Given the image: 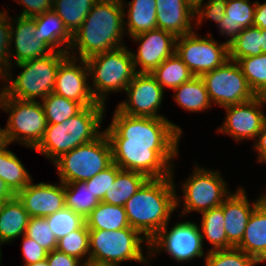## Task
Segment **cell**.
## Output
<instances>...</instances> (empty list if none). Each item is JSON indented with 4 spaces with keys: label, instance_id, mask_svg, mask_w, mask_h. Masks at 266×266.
<instances>
[{
    "label": "cell",
    "instance_id": "1",
    "mask_svg": "<svg viewBox=\"0 0 266 266\" xmlns=\"http://www.w3.org/2000/svg\"><path fill=\"white\" fill-rule=\"evenodd\" d=\"M120 169L139 172L148 179L172 176L182 129L167 118L130 116L115 109L103 130Z\"/></svg>",
    "mask_w": 266,
    "mask_h": 266
},
{
    "label": "cell",
    "instance_id": "2",
    "mask_svg": "<svg viewBox=\"0 0 266 266\" xmlns=\"http://www.w3.org/2000/svg\"><path fill=\"white\" fill-rule=\"evenodd\" d=\"M125 5L123 0H98L73 34L68 54L74 57L78 51L79 59L86 60L93 55L125 46L122 41L126 32ZM71 50L75 53H71Z\"/></svg>",
    "mask_w": 266,
    "mask_h": 266
},
{
    "label": "cell",
    "instance_id": "3",
    "mask_svg": "<svg viewBox=\"0 0 266 266\" xmlns=\"http://www.w3.org/2000/svg\"><path fill=\"white\" fill-rule=\"evenodd\" d=\"M172 176L148 179L124 204L129 226L138 230L150 241L171 218L180 206V197L175 191Z\"/></svg>",
    "mask_w": 266,
    "mask_h": 266
},
{
    "label": "cell",
    "instance_id": "4",
    "mask_svg": "<svg viewBox=\"0 0 266 266\" xmlns=\"http://www.w3.org/2000/svg\"><path fill=\"white\" fill-rule=\"evenodd\" d=\"M106 105L84 107L59 124H47L44 136L34 150L54 162L72 149L97 139Z\"/></svg>",
    "mask_w": 266,
    "mask_h": 266
},
{
    "label": "cell",
    "instance_id": "5",
    "mask_svg": "<svg viewBox=\"0 0 266 266\" xmlns=\"http://www.w3.org/2000/svg\"><path fill=\"white\" fill-rule=\"evenodd\" d=\"M68 55V52L53 51L47 56L16 64L22 68L21 73L13 79L9 72L3 78L6 85L3 84L2 90L18 100L37 101V97L43 100L53 92L58 67Z\"/></svg>",
    "mask_w": 266,
    "mask_h": 266
},
{
    "label": "cell",
    "instance_id": "6",
    "mask_svg": "<svg viewBox=\"0 0 266 266\" xmlns=\"http://www.w3.org/2000/svg\"><path fill=\"white\" fill-rule=\"evenodd\" d=\"M90 90L97 102L105 104L109 92L125 91L136 75L131 51L125 46L86 59Z\"/></svg>",
    "mask_w": 266,
    "mask_h": 266
},
{
    "label": "cell",
    "instance_id": "7",
    "mask_svg": "<svg viewBox=\"0 0 266 266\" xmlns=\"http://www.w3.org/2000/svg\"><path fill=\"white\" fill-rule=\"evenodd\" d=\"M132 227L119 230H89L90 262L120 266L127 260L148 263L143 248V242L149 241Z\"/></svg>",
    "mask_w": 266,
    "mask_h": 266
},
{
    "label": "cell",
    "instance_id": "8",
    "mask_svg": "<svg viewBox=\"0 0 266 266\" xmlns=\"http://www.w3.org/2000/svg\"><path fill=\"white\" fill-rule=\"evenodd\" d=\"M112 161V149L105 132L94 141L82 144L56 159L53 164L64 184L87 181L108 168Z\"/></svg>",
    "mask_w": 266,
    "mask_h": 266
},
{
    "label": "cell",
    "instance_id": "9",
    "mask_svg": "<svg viewBox=\"0 0 266 266\" xmlns=\"http://www.w3.org/2000/svg\"><path fill=\"white\" fill-rule=\"evenodd\" d=\"M0 90V108L10 113L5 128L9 144L16 141L34 149L42 140L47 127L41 102L18 100Z\"/></svg>",
    "mask_w": 266,
    "mask_h": 266
},
{
    "label": "cell",
    "instance_id": "10",
    "mask_svg": "<svg viewBox=\"0 0 266 266\" xmlns=\"http://www.w3.org/2000/svg\"><path fill=\"white\" fill-rule=\"evenodd\" d=\"M218 171L196 165L192 175L183 183V211L181 216L193 211L204 212L220 207L231 194L228 184Z\"/></svg>",
    "mask_w": 266,
    "mask_h": 266
},
{
    "label": "cell",
    "instance_id": "11",
    "mask_svg": "<svg viewBox=\"0 0 266 266\" xmlns=\"http://www.w3.org/2000/svg\"><path fill=\"white\" fill-rule=\"evenodd\" d=\"M203 79L211 104L227 107L249 101L257 95L236 61L227 60L222 66L204 73Z\"/></svg>",
    "mask_w": 266,
    "mask_h": 266
},
{
    "label": "cell",
    "instance_id": "12",
    "mask_svg": "<svg viewBox=\"0 0 266 266\" xmlns=\"http://www.w3.org/2000/svg\"><path fill=\"white\" fill-rule=\"evenodd\" d=\"M209 35L201 38L194 31L177 37L175 54L194 76H202L229 60L228 43L219 44Z\"/></svg>",
    "mask_w": 266,
    "mask_h": 266
},
{
    "label": "cell",
    "instance_id": "13",
    "mask_svg": "<svg viewBox=\"0 0 266 266\" xmlns=\"http://www.w3.org/2000/svg\"><path fill=\"white\" fill-rule=\"evenodd\" d=\"M168 223L149 241L148 256L166 251L177 262L203 257L200 227L191 222H177L168 232Z\"/></svg>",
    "mask_w": 266,
    "mask_h": 266
},
{
    "label": "cell",
    "instance_id": "14",
    "mask_svg": "<svg viewBox=\"0 0 266 266\" xmlns=\"http://www.w3.org/2000/svg\"><path fill=\"white\" fill-rule=\"evenodd\" d=\"M128 99L118 104L117 110L130 116L165 118L159 108L164 89L151 73H136L125 89Z\"/></svg>",
    "mask_w": 266,
    "mask_h": 266
},
{
    "label": "cell",
    "instance_id": "15",
    "mask_svg": "<svg viewBox=\"0 0 266 266\" xmlns=\"http://www.w3.org/2000/svg\"><path fill=\"white\" fill-rule=\"evenodd\" d=\"M264 104L266 96L257 95L249 101L224 107L227 113L217 131L228 134L238 142L256 139L266 122V115L262 112Z\"/></svg>",
    "mask_w": 266,
    "mask_h": 266
},
{
    "label": "cell",
    "instance_id": "16",
    "mask_svg": "<svg viewBox=\"0 0 266 266\" xmlns=\"http://www.w3.org/2000/svg\"><path fill=\"white\" fill-rule=\"evenodd\" d=\"M88 78L89 69L86 60L77 61V57L68 55L58 67L53 93L79 102L83 107L106 105L97 102L93 97Z\"/></svg>",
    "mask_w": 266,
    "mask_h": 266
},
{
    "label": "cell",
    "instance_id": "17",
    "mask_svg": "<svg viewBox=\"0 0 266 266\" xmlns=\"http://www.w3.org/2000/svg\"><path fill=\"white\" fill-rule=\"evenodd\" d=\"M130 39L140 43L136 54L131 51L137 73H152L166 58L175 54L177 37L162 29L145 31Z\"/></svg>",
    "mask_w": 266,
    "mask_h": 266
},
{
    "label": "cell",
    "instance_id": "18",
    "mask_svg": "<svg viewBox=\"0 0 266 266\" xmlns=\"http://www.w3.org/2000/svg\"><path fill=\"white\" fill-rule=\"evenodd\" d=\"M29 217H47L65 207L64 183H38L31 181L17 195Z\"/></svg>",
    "mask_w": 266,
    "mask_h": 266
},
{
    "label": "cell",
    "instance_id": "19",
    "mask_svg": "<svg viewBox=\"0 0 266 266\" xmlns=\"http://www.w3.org/2000/svg\"><path fill=\"white\" fill-rule=\"evenodd\" d=\"M12 18L11 45L15 43V49L11 47L10 57L11 59L15 58V64L41 58L53 52L46 43L36 39L34 33L35 19L33 17L18 15L15 19ZM13 23L16 24L15 28Z\"/></svg>",
    "mask_w": 266,
    "mask_h": 266
},
{
    "label": "cell",
    "instance_id": "20",
    "mask_svg": "<svg viewBox=\"0 0 266 266\" xmlns=\"http://www.w3.org/2000/svg\"><path fill=\"white\" fill-rule=\"evenodd\" d=\"M246 195L244 188L238 187L223 201L227 249L236 247L241 242L249 218L259 205L258 199L250 204Z\"/></svg>",
    "mask_w": 266,
    "mask_h": 266
},
{
    "label": "cell",
    "instance_id": "21",
    "mask_svg": "<svg viewBox=\"0 0 266 266\" xmlns=\"http://www.w3.org/2000/svg\"><path fill=\"white\" fill-rule=\"evenodd\" d=\"M157 28L176 37L194 32L195 10L186 0H156Z\"/></svg>",
    "mask_w": 266,
    "mask_h": 266
},
{
    "label": "cell",
    "instance_id": "22",
    "mask_svg": "<svg viewBox=\"0 0 266 266\" xmlns=\"http://www.w3.org/2000/svg\"><path fill=\"white\" fill-rule=\"evenodd\" d=\"M33 18L35 19L34 33L37 40L46 43L53 51H69L73 35L52 9Z\"/></svg>",
    "mask_w": 266,
    "mask_h": 266
},
{
    "label": "cell",
    "instance_id": "23",
    "mask_svg": "<svg viewBox=\"0 0 266 266\" xmlns=\"http://www.w3.org/2000/svg\"><path fill=\"white\" fill-rule=\"evenodd\" d=\"M236 248L266 263V212L258 205L252 212L243 238Z\"/></svg>",
    "mask_w": 266,
    "mask_h": 266
},
{
    "label": "cell",
    "instance_id": "24",
    "mask_svg": "<svg viewBox=\"0 0 266 266\" xmlns=\"http://www.w3.org/2000/svg\"><path fill=\"white\" fill-rule=\"evenodd\" d=\"M256 1L227 0L225 17L219 22L218 27L221 35L229 36L228 44L244 29L253 26Z\"/></svg>",
    "mask_w": 266,
    "mask_h": 266
},
{
    "label": "cell",
    "instance_id": "25",
    "mask_svg": "<svg viewBox=\"0 0 266 266\" xmlns=\"http://www.w3.org/2000/svg\"><path fill=\"white\" fill-rule=\"evenodd\" d=\"M29 218L28 212L17 196L8 200L0 214V246L23 236Z\"/></svg>",
    "mask_w": 266,
    "mask_h": 266
},
{
    "label": "cell",
    "instance_id": "26",
    "mask_svg": "<svg viewBox=\"0 0 266 266\" xmlns=\"http://www.w3.org/2000/svg\"><path fill=\"white\" fill-rule=\"evenodd\" d=\"M129 7L127 14V22H124L125 29L130 37L157 29L156 19V0H132L128 2Z\"/></svg>",
    "mask_w": 266,
    "mask_h": 266
},
{
    "label": "cell",
    "instance_id": "27",
    "mask_svg": "<svg viewBox=\"0 0 266 266\" xmlns=\"http://www.w3.org/2000/svg\"><path fill=\"white\" fill-rule=\"evenodd\" d=\"M147 180L148 178L142 173L121 169L101 202L124 206Z\"/></svg>",
    "mask_w": 266,
    "mask_h": 266
},
{
    "label": "cell",
    "instance_id": "28",
    "mask_svg": "<svg viewBox=\"0 0 266 266\" xmlns=\"http://www.w3.org/2000/svg\"><path fill=\"white\" fill-rule=\"evenodd\" d=\"M174 90L176 103L187 111H204L211 106L205 83L201 76H194Z\"/></svg>",
    "mask_w": 266,
    "mask_h": 266
},
{
    "label": "cell",
    "instance_id": "29",
    "mask_svg": "<svg viewBox=\"0 0 266 266\" xmlns=\"http://www.w3.org/2000/svg\"><path fill=\"white\" fill-rule=\"evenodd\" d=\"M89 230H119L128 228L129 221L124 206L100 202L85 219Z\"/></svg>",
    "mask_w": 266,
    "mask_h": 266
},
{
    "label": "cell",
    "instance_id": "30",
    "mask_svg": "<svg viewBox=\"0 0 266 266\" xmlns=\"http://www.w3.org/2000/svg\"><path fill=\"white\" fill-rule=\"evenodd\" d=\"M0 178L15 195L33 180L19 158L7 148L0 152Z\"/></svg>",
    "mask_w": 266,
    "mask_h": 266
},
{
    "label": "cell",
    "instance_id": "31",
    "mask_svg": "<svg viewBox=\"0 0 266 266\" xmlns=\"http://www.w3.org/2000/svg\"><path fill=\"white\" fill-rule=\"evenodd\" d=\"M97 2L98 0H53L52 10L73 35Z\"/></svg>",
    "mask_w": 266,
    "mask_h": 266
},
{
    "label": "cell",
    "instance_id": "32",
    "mask_svg": "<svg viewBox=\"0 0 266 266\" xmlns=\"http://www.w3.org/2000/svg\"><path fill=\"white\" fill-rule=\"evenodd\" d=\"M201 214L200 231L202 241H204V238H207L208 242L213 246L210 251L227 249L223 203L220 207L204 211Z\"/></svg>",
    "mask_w": 266,
    "mask_h": 266
},
{
    "label": "cell",
    "instance_id": "33",
    "mask_svg": "<svg viewBox=\"0 0 266 266\" xmlns=\"http://www.w3.org/2000/svg\"><path fill=\"white\" fill-rule=\"evenodd\" d=\"M151 74L163 89L172 90L194 77L176 54L166 58Z\"/></svg>",
    "mask_w": 266,
    "mask_h": 266
},
{
    "label": "cell",
    "instance_id": "34",
    "mask_svg": "<svg viewBox=\"0 0 266 266\" xmlns=\"http://www.w3.org/2000/svg\"><path fill=\"white\" fill-rule=\"evenodd\" d=\"M229 59L238 61L243 57H252L262 54V30L251 26L244 28L228 44Z\"/></svg>",
    "mask_w": 266,
    "mask_h": 266
},
{
    "label": "cell",
    "instance_id": "35",
    "mask_svg": "<svg viewBox=\"0 0 266 266\" xmlns=\"http://www.w3.org/2000/svg\"><path fill=\"white\" fill-rule=\"evenodd\" d=\"M64 191L65 207L82 215L85 219L100 203L84 181L64 184Z\"/></svg>",
    "mask_w": 266,
    "mask_h": 266
},
{
    "label": "cell",
    "instance_id": "36",
    "mask_svg": "<svg viewBox=\"0 0 266 266\" xmlns=\"http://www.w3.org/2000/svg\"><path fill=\"white\" fill-rule=\"evenodd\" d=\"M47 124H59L79 113L84 107L76 101L50 93L42 101Z\"/></svg>",
    "mask_w": 266,
    "mask_h": 266
},
{
    "label": "cell",
    "instance_id": "37",
    "mask_svg": "<svg viewBox=\"0 0 266 266\" xmlns=\"http://www.w3.org/2000/svg\"><path fill=\"white\" fill-rule=\"evenodd\" d=\"M237 63L254 93L266 96V53L243 57Z\"/></svg>",
    "mask_w": 266,
    "mask_h": 266
},
{
    "label": "cell",
    "instance_id": "38",
    "mask_svg": "<svg viewBox=\"0 0 266 266\" xmlns=\"http://www.w3.org/2000/svg\"><path fill=\"white\" fill-rule=\"evenodd\" d=\"M56 249L81 261L88 256L83 263L90 261L89 229L86 223L79 229L57 240Z\"/></svg>",
    "mask_w": 266,
    "mask_h": 266
},
{
    "label": "cell",
    "instance_id": "39",
    "mask_svg": "<svg viewBox=\"0 0 266 266\" xmlns=\"http://www.w3.org/2000/svg\"><path fill=\"white\" fill-rule=\"evenodd\" d=\"M45 218L57 240L68 235L70 232L79 229L86 223L85 218L82 215L73 212L67 207L60 209Z\"/></svg>",
    "mask_w": 266,
    "mask_h": 266
},
{
    "label": "cell",
    "instance_id": "40",
    "mask_svg": "<svg viewBox=\"0 0 266 266\" xmlns=\"http://www.w3.org/2000/svg\"><path fill=\"white\" fill-rule=\"evenodd\" d=\"M204 258L205 266H255L259 264L252 256L236 247L209 250Z\"/></svg>",
    "mask_w": 266,
    "mask_h": 266
},
{
    "label": "cell",
    "instance_id": "41",
    "mask_svg": "<svg viewBox=\"0 0 266 266\" xmlns=\"http://www.w3.org/2000/svg\"><path fill=\"white\" fill-rule=\"evenodd\" d=\"M25 235L33 239L48 252L55 250L57 247V239L51 231L46 218L30 217Z\"/></svg>",
    "mask_w": 266,
    "mask_h": 266
},
{
    "label": "cell",
    "instance_id": "42",
    "mask_svg": "<svg viewBox=\"0 0 266 266\" xmlns=\"http://www.w3.org/2000/svg\"><path fill=\"white\" fill-rule=\"evenodd\" d=\"M6 12L0 11V79L12 70L11 49V18ZM10 18V19H9Z\"/></svg>",
    "mask_w": 266,
    "mask_h": 266
},
{
    "label": "cell",
    "instance_id": "43",
    "mask_svg": "<svg viewBox=\"0 0 266 266\" xmlns=\"http://www.w3.org/2000/svg\"><path fill=\"white\" fill-rule=\"evenodd\" d=\"M121 169L112 163L108 168L99 172L94 177L85 181L87 188L93 192V195L101 202L109 187L115 182L116 175Z\"/></svg>",
    "mask_w": 266,
    "mask_h": 266
},
{
    "label": "cell",
    "instance_id": "44",
    "mask_svg": "<svg viewBox=\"0 0 266 266\" xmlns=\"http://www.w3.org/2000/svg\"><path fill=\"white\" fill-rule=\"evenodd\" d=\"M226 2L227 0H209L205 5H200L195 10L196 28L202 24L204 19L213 20L218 25L225 17Z\"/></svg>",
    "mask_w": 266,
    "mask_h": 266
},
{
    "label": "cell",
    "instance_id": "45",
    "mask_svg": "<svg viewBox=\"0 0 266 266\" xmlns=\"http://www.w3.org/2000/svg\"><path fill=\"white\" fill-rule=\"evenodd\" d=\"M22 237L21 250L24 257V265L37 263L47 258L48 251L25 234Z\"/></svg>",
    "mask_w": 266,
    "mask_h": 266
},
{
    "label": "cell",
    "instance_id": "46",
    "mask_svg": "<svg viewBox=\"0 0 266 266\" xmlns=\"http://www.w3.org/2000/svg\"><path fill=\"white\" fill-rule=\"evenodd\" d=\"M24 9L19 16L36 17L52 9L53 0H17Z\"/></svg>",
    "mask_w": 266,
    "mask_h": 266
},
{
    "label": "cell",
    "instance_id": "47",
    "mask_svg": "<svg viewBox=\"0 0 266 266\" xmlns=\"http://www.w3.org/2000/svg\"><path fill=\"white\" fill-rule=\"evenodd\" d=\"M46 259L49 266H83L84 264L76 257L67 255L57 249L48 252Z\"/></svg>",
    "mask_w": 266,
    "mask_h": 266
},
{
    "label": "cell",
    "instance_id": "48",
    "mask_svg": "<svg viewBox=\"0 0 266 266\" xmlns=\"http://www.w3.org/2000/svg\"><path fill=\"white\" fill-rule=\"evenodd\" d=\"M254 144V149L257 150V159L260 163H266V122L264 123L261 132L258 134Z\"/></svg>",
    "mask_w": 266,
    "mask_h": 266
},
{
    "label": "cell",
    "instance_id": "49",
    "mask_svg": "<svg viewBox=\"0 0 266 266\" xmlns=\"http://www.w3.org/2000/svg\"><path fill=\"white\" fill-rule=\"evenodd\" d=\"M253 26L266 30V1L263 4L256 1Z\"/></svg>",
    "mask_w": 266,
    "mask_h": 266
},
{
    "label": "cell",
    "instance_id": "50",
    "mask_svg": "<svg viewBox=\"0 0 266 266\" xmlns=\"http://www.w3.org/2000/svg\"><path fill=\"white\" fill-rule=\"evenodd\" d=\"M16 195L9 189L7 184L0 178V197L14 198Z\"/></svg>",
    "mask_w": 266,
    "mask_h": 266
},
{
    "label": "cell",
    "instance_id": "51",
    "mask_svg": "<svg viewBox=\"0 0 266 266\" xmlns=\"http://www.w3.org/2000/svg\"><path fill=\"white\" fill-rule=\"evenodd\" d=\"M9 141L7 138L6 130L5 128L0 127V152L4 149L8 148Z\"/></svg>",
    "mask_w": 266,
    "mask_h": 266
},
{
    "label": "cell",
    "instance_id": "52",
    "mask_svg": "<svg viewBox=\"0 0 266 266\" xmlns=\"http://www.w3.org/2000/svg\"><path fill=\"white\" fill-rule=\"evenodd\" d=\"M188 2V4L194 9L196 10L200 5L203 4V2L205 0H186Z\"/></svg>",
    "mask_w": 266,
    "mask_h": 266
},
{
    "label": "cell",
    "instance_id": "53",
    "mask_svg": "<svg viewBox=\"0 0 266 266\" xmlns=\"http://www.w3.org/2000/svg\"><path fill=\"white\" fill-rule=\"evenodd\" d=\"M266 194V193H265ZM261 195L259 198H258V204L259 206L266 212V195Z\"/></svg>",
    "mask_w": 266,
    "mask_h": 266
},
{
    "label": "cell",
    "instance_id": "54",
    "mask_svg": "<svg viewBox=\"0 0 266 266\" xmlns=\"http://www.w3.org/2000/svg\"><path fill=\"white\" fill-rule=\"evenodd\" d=\"M262 52L266 53V30H262Z\"/></svg>",
    "mask_w": 266,
    "mask_h": 266
},
{
    "label": "cell",
    "instance_id": "55",
    "mask_svg": "<svg viewBox=\"0 0 266 266\" xmlns=\"http://www.w3.org/2000/svg\"><path fill=\"white\" fill-rule=\"evenodd\" d=\"M24 266H49L47 259H44L42 261H39L37 263L29 264V265H24Z\"/></svg>",
    "mask_w": 266,
    "mask_h": 266
},
{
    "label": "cell",
    "instance_id": "56",
    "mask_svg": "<svg viewBox=\"0 0 266 266\" xmlns=\"http://www.w3.org/2000/svg\"><path fill=\"white\" fill-rule=\"evenodd\" d=\"M12 198H2L0 197V214L5 206V204L7 203L8 200H10Z\"/></svg>",
    "mask_w": 266,
    "mask_h": 266
},
{
    "label": "cell",
    "instance_id": "57",
    "mask_svg": "<svg viewBox=\"0 0 266 266\" xmlns=\"http://www.w3.org/2000/svg\"><path fill=\"white\" fill-rule=\"evenodd\" d=\"M83 266H113V265H106V264H97V263H93V262H86L83 264Z\"/></svg>",
    "mask_w": 266,
    "mask_h": 266
},
{
    "label": "cell",
    "instance_id": "58",
    "mask_svg": "<svg viewBox=\"0 0 266 266\" xmlns=\"http://www.w3.org/2000/svg\"><path fill=\"white\" fill-rule=\"evenodd\" d=\"M1 255H2V253H1V247H0V264H1Z\"/></svg>",
    "mask_w": 266,
    "mask_h": 266
}]
</instances>
